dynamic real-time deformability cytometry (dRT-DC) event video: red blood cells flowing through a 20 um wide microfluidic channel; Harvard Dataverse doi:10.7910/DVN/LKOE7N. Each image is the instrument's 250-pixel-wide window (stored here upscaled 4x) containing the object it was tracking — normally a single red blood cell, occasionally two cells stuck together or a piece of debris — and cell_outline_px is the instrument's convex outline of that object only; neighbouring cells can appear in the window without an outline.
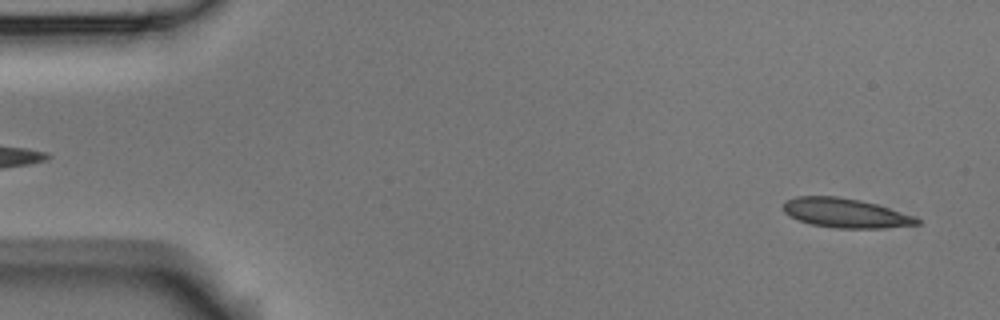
{"species": "Egyptian fruit bat (a non-hibernating species)", "species_latin": "Rousettus aegyptiacus", "temperature_condition": "room temperature", "stored_images_in_passage": 4, "segment_of_instrument_passage": [2, 2], "camera_frame_rate_fps": 3000, "um_per_image_px": 0.085, "animal": {"sex": "male"}, "frame": {"image": 1, "passage_image": 4, "time_ms": 4.0, "image_size_px": [1000, 320], "cell_outline_px": [[920, 224], [884, 228], [836, 228], [812, 224], [800, 220], [784, 212], [784, 200], [796, 196], [836, 196], [860, 200], [876, 204], [916, 216], [920, 220]], "centroid_in_image_um": [71.89, 18.1], "position_along_channel_um": 13.1, "area_um2": 22.77}}